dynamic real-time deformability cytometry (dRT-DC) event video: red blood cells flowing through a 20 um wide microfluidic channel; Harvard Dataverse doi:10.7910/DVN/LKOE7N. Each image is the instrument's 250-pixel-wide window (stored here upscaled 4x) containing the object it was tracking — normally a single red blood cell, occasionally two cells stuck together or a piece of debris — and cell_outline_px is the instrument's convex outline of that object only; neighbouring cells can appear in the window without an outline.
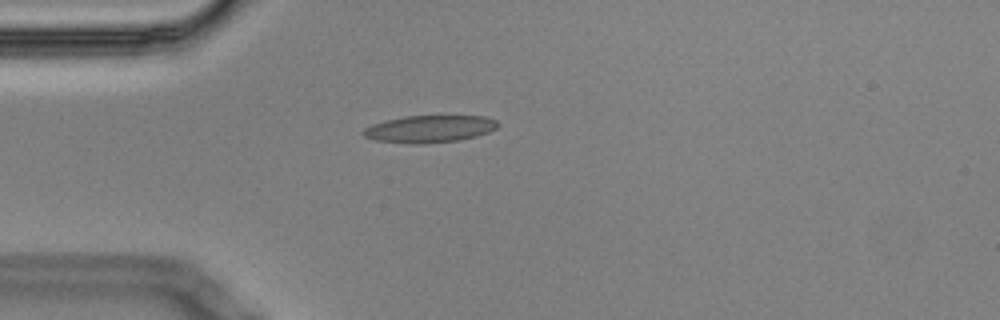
{"species": "Egyptian fruit bat (a non-hibernating species)", "species_latin": "Rousettus aegyptiacus", "temperature_condition": "cold", "stored_images_in_passage": 4, "camera_frame_rate_fps": 3000, "um_per_image_px": 0.085, "animal": {"sex": "male"}, "frame": {"image": 1, "passage_image": 4, "time_ms": 1.0, "image_size_px": [1000, 320], "cell_outline_px": [[500, 124], [496, 128], [488, 132], [476, 136], [460, 140], [424, 144], [416, 144], [376, 140], [364, 136], [360, 132], [364, 128], [372, 124], [404, 116], [484, 116], [496, 120]], "centroid_in_image_um": [36.52, 10.96], "position_along_channel_um": 48.5, "area_um2": 21.27}}